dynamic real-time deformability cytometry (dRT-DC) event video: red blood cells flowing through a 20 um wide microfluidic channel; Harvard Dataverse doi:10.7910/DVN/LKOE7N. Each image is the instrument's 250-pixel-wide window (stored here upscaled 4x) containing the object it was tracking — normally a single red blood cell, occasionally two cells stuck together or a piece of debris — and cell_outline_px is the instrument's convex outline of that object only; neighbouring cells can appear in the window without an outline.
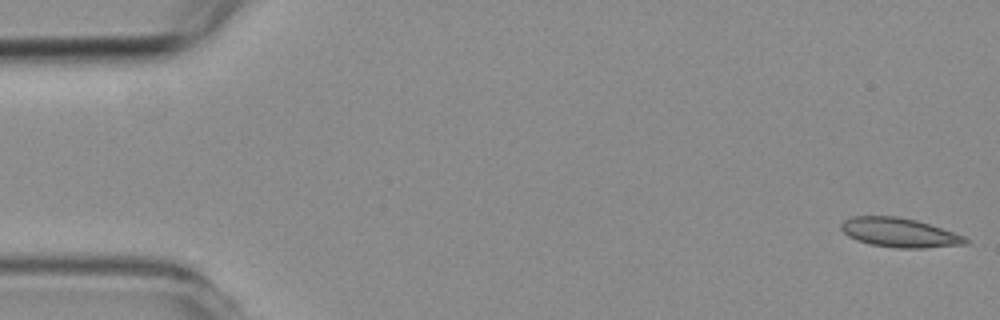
{"species": "common noctule bat (a hibernating species)", "species_latin": "Nyctalus noctula", "temperature_condition": "room temperature", "stored_images_in_passage": 6, "camera_frame_rate_fps": 3000, "um_per_image_px": 0.085, "animal": {"sex": "female", "body_mass_g": 19.3, "forearm_length_mm": 54.1}, "frame": {"image": 1, "passage_image": 1, "time_ms": 0.0, "image_size_px": [1000, 320], "cell_outline_px": [[968, 244], [924, 248], [896, 248], [872, 244], [856, 240], [848, 236], [840, 228], [840, 224], [844, 220], [852, 216], [896, 216], [916, 220], [964, 236], [968, 240]], "centroid_in_image_um": [76.42, 19.77], "position_along_channel_um": 8.6, "area_um2": 21.04}}
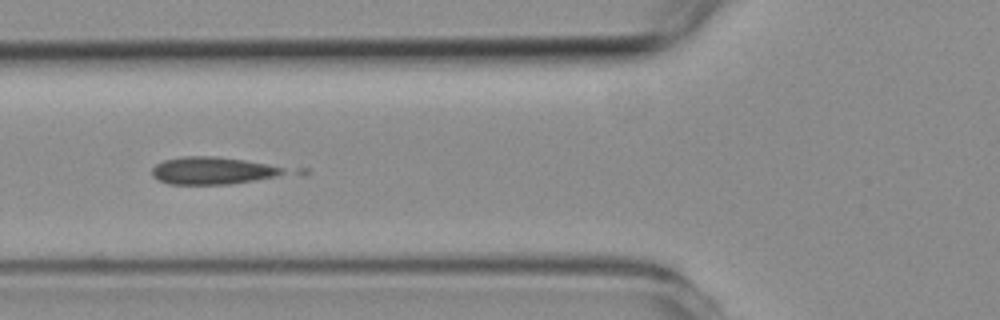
{"frame": {"image": 2, "passage_image": 5, "time_ms": 6.0, "image_size_px": [1000, 320], "cell_outline_px": [[284, 172], [276, 176], [228, 184], [168, 184], [152, 176], [152, 168], [156, 164], [164, 160], [180, 156], [216, 156], [244, 160], [268, 164], [284, 168]], "centroid_in_image_um": [17.99, 14.49], "position_along_channel_um": 107.8, "area_um2": 20.81}}